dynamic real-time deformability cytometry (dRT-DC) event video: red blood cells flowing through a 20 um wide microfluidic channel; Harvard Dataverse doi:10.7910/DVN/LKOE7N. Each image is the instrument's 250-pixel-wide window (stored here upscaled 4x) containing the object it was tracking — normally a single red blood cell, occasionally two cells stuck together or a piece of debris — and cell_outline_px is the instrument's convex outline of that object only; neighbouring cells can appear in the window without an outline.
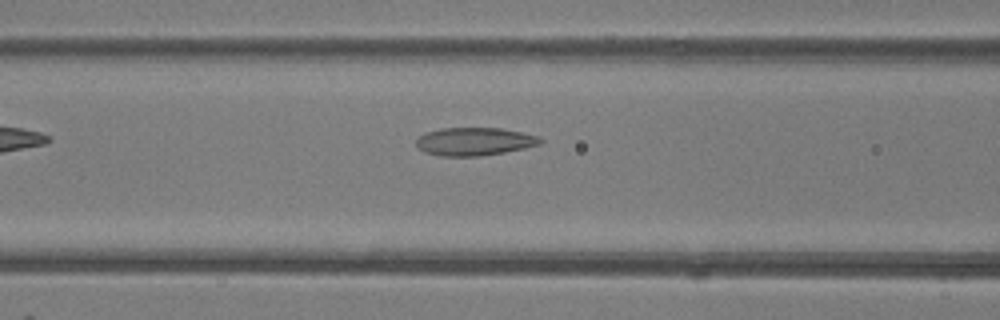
{"species": "common noctule bat (a hibernating species)", "species_latin": "Nyctalus noctula", "temperature_condition": "room temperature", "stored_images_in_passage": 34, "camera_frame_rate_fps": 3000, "um_per_image_px": 0.085, "animal": {"sex": "female"}, "frame": {"image": 1, "passage_image": 5, "time_ms": 1.333, "image_size_px": [1000, 320], "cell_outline_px": [[544, 140], [540, 144], [524, 148], [504, 152], [480, 156], [440, 156], [424, 152], [416, 144], [416, 140], [424, 132], [440, 128], [500, 128], [540, 136]], "centroid_in_image_um": [40.32, 12.02], "position_along_channel_um": 126.3, "area_um2": 20.29}}
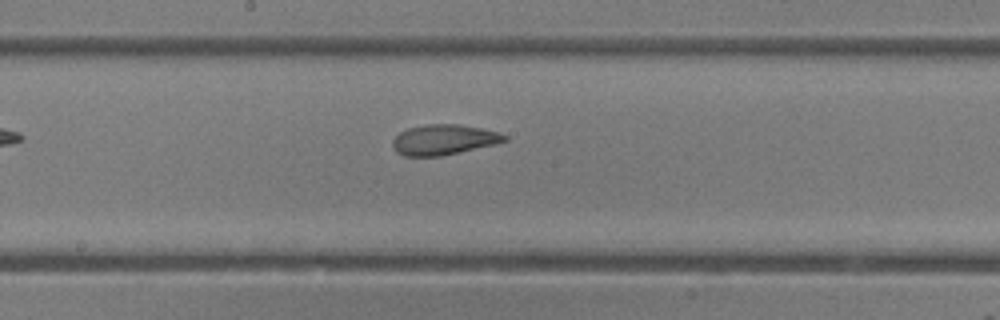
{"frame": {"image": 2, "passage_image": 11, "time_ms": 3.333, "image_size_px": [1000, 320], "cell_outline_px": [[508, 140], [496, 144], [440, 156], [404, 156], [396, 152], [392, 144], [392, 140], [400, 132], [408, 128], [428, 124], [460, 124], [500, 132], [508, 136]], "centroid_in_image_um": [37.73, 11.87], "position_along_channel_um": 210.5, "area_um2": 19.77}}
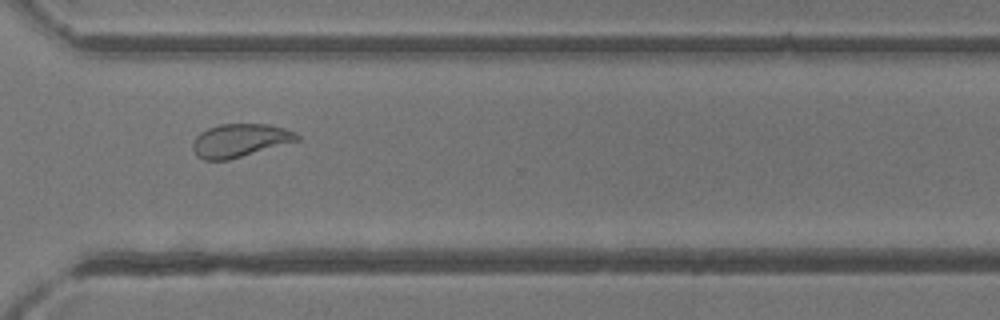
{"frame": {"image": 3, "passage_image": 21, "time_ms": 6.667, "image_size_px": [1000, 320], "cell_outline_px": [[300, 140], [228, 160], [204, 160], [196, 156], [192, 148], [192, 140], [200, 132], [208, 128], [220, 124], [268, 124], [284, 128], [296, 132], [300, 136]], "centroid_in_image_um": [20.37, 11.93], "position_along_channel_um": 350.2, "area_um2": 20.29}, "authors_computed_cell_mechanics": {"area_um2": 20.6346, "velocity_mm_per_s": 4.2085, "shape_relaxation_time_tau1_ms": 5.3283, "shape_relaxation_time_tau2_ms": 1.3191, "deformation_change_tau1": 0.1335, "deformation_change_tau2": 0.0744}}